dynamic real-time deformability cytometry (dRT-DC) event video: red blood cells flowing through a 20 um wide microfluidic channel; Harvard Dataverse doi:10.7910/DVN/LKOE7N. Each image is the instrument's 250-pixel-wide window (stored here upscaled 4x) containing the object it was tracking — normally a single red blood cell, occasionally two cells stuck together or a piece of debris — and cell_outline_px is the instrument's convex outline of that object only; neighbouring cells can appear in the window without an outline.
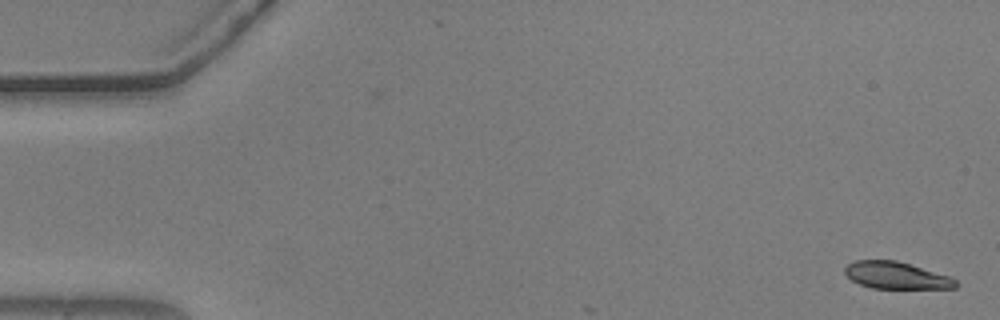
{"species": "common noctule bat (a hibernating species)", "species_latin": "Nyctalus noctula", "temperature_condition": "warm", "stored_images_in_passage": 6, "camera_frame_rate_fps": 3000, "um_per_image_px": 0.085, "animal": {"sex": "male", "body_mass_g": 20.5, "forearm_length_mm": 52.5}, "frame": {"image": 1, "passage_image": 1, "time_ms": 0.0, "image_size_px": [1000, 320], "cell_outline_px": [[960, 284], [956, 288], [872, 288], [860, 284], [852, 280], [844, 272], [844, 268], [848, 264], [856, 260], [896, 260], [948, 276], [956, 280]], "centroid_in_image_um": [76.17, 23.41], "position_along_channel_um": 8.8, "area_um2": 17.22}}